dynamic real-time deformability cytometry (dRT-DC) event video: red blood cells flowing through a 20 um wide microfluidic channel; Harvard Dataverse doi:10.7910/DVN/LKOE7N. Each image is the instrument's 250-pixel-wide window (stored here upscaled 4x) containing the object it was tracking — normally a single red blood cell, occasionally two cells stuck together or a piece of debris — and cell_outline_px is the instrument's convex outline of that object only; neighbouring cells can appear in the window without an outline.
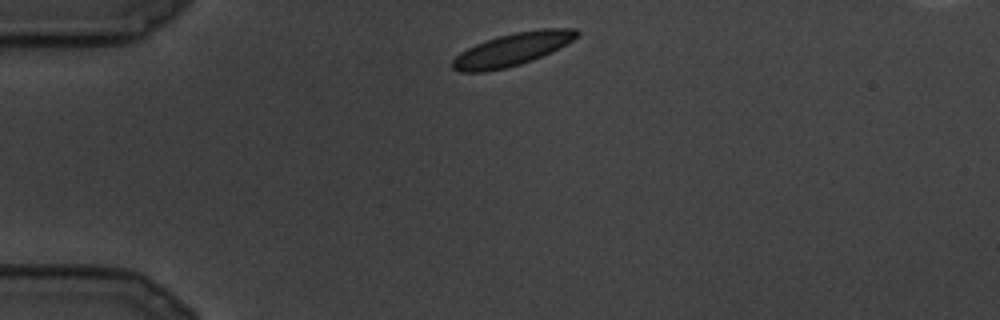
{"species": "common noctule bat (a hibernating species)", "species_latin": "Nyctalus noctula", "temperature_condition": "cold", "stored_images_in_passage": 22, "camera_frame_rate_fps": 3000, "um_per_image_px": 0.085, "animal": {"sex": "male", "body_mass_g": 19.5, "forearm_length_mm": 54.6}, "frame": {"image": 1, "passage_image": 1, "time_ms": 0.0, "image_size_px": [1000, 320], "cell_outline_px": [[580, 32], [572, 40], [552, 52], [532, 60], [508, 68], [484, 72], [460, 72], [452, 68], [452, 60], [460, 52], [476, 44], [500, 36], [516, 32], [544, 28], [576, 28]], "centroid_in_image_um": [43.54, 4.21], "position_along_channel_um": 41.5, "area_um2": 23.52}}
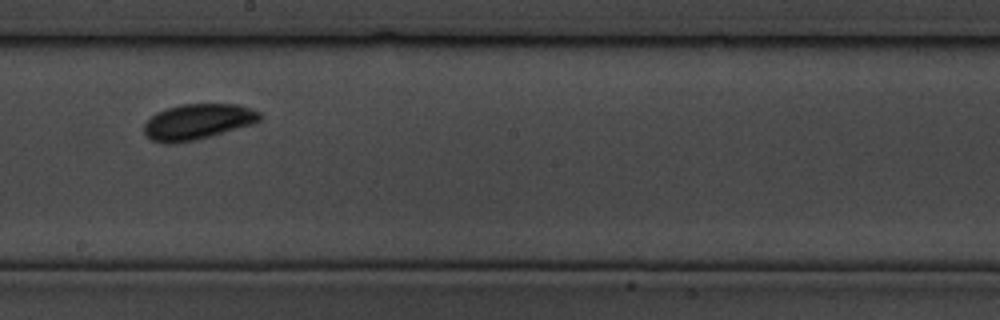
{"frame": {"image": 2, "passage_image": 10, "time_ms": 3.0, "image_size_px": [1000, 320], "cell_outline_px": [[264, 116], [260, 120], [252, 124], [196, 140], [172, 144], [164, 144], [152, 140], [144, 132], [144, 124], [156, 112], [168, 108], [184, 104], [236, 104], [260, 112]], "centroid_in_image_um": [16.8, 10.35], "position_along_channel_um": 231.4, "area_um2": 23.87}}
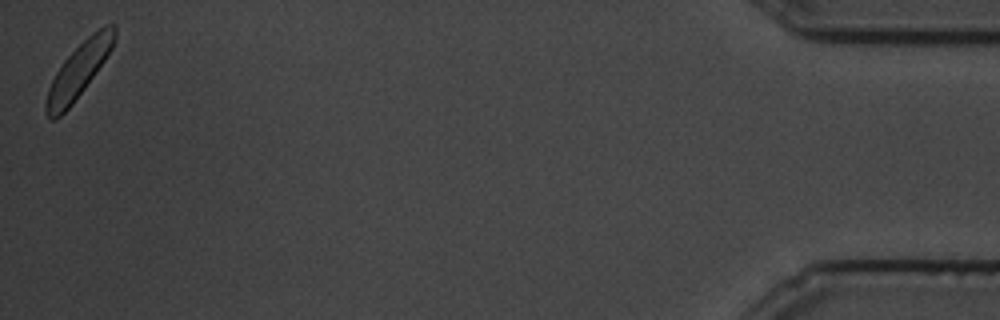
{"frame": {"image": 3, "passage_image": 22, "time_ms": 7.0, "image_size_px": [1000, 320], "cell_outline_px": [[116, 40], [112, 48], [104, 60], [84, 88], [72, 104], [56, 120], [48, 120], [44, 112], [44, 104], [48, 88], [56, 72], [64, 60], [88, 36], [100, 28], [108, 24], [116, 24]], "centroid_in_image_um": [6.65, 6.03], "position_along_channel_um": 428.6, "area_um2": 21.44}}